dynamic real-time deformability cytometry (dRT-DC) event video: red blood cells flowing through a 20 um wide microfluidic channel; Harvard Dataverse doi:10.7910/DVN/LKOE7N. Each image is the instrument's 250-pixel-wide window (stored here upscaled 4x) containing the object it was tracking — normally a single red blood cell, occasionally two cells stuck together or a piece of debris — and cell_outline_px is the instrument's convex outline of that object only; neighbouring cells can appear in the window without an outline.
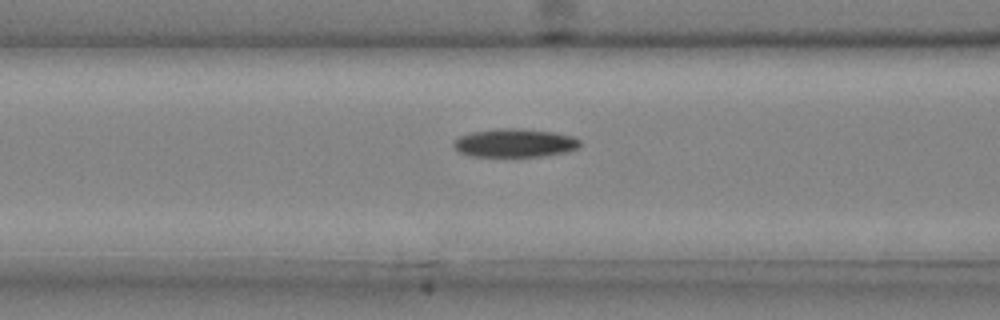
{"species": "common noctule bat (a hibernating species)", "species_latin": "Nyctalus noctula", "temperature_condition": "cold", "stored_images_in_passage": 39, "camera_frame_rate_fps": 3000, "um_per_image_px": 0.085, "animal": {"sex": "male", "body_mass_g": 20.4}, "frame": {"image": 1, "passage_image": 17, "time_ms": 5.333, "image_size_px": [1000, 320], "cell_outline_px": [[580, 148], [564, 152], [544, 156], [472, 156], [456, 152], [452, 144], [460, 136], [472, 132], [504, 128], [512, 128], [552, 132], [572, 136], [580, 140]], "centroid_in_image_um": [43.74, 12.16], "position_along_channel_um": 122.9, "area_um2": 20.75}}
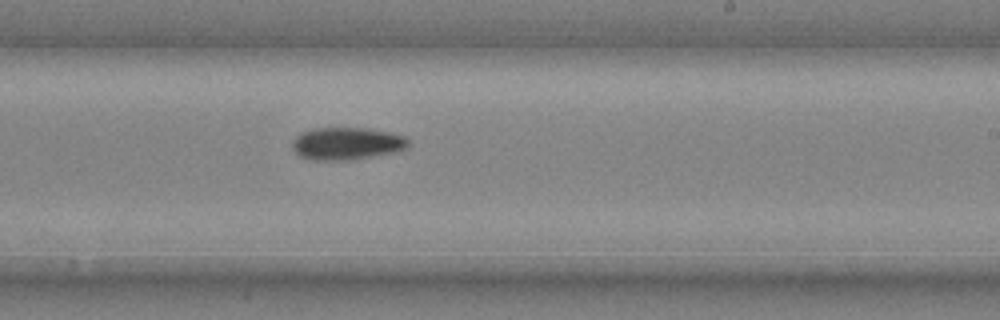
{"frame": {"image": 2, "passage_image": 26, "time_ms": 8.333, "image_size_px": [1000, 320], "cell_outline_px": [[408, 148], [400, 152], [340, 160], [316, 160], [300, 156], [292, 148], [292, 140], [300, 132], [316, 128], [368, 128], [388, 132], [404, 136], [408, 140]], "centroid_in_image_um": [29.48, 12.19], "position_along_channel_um": 259.5, "area_um2": 21.85}}
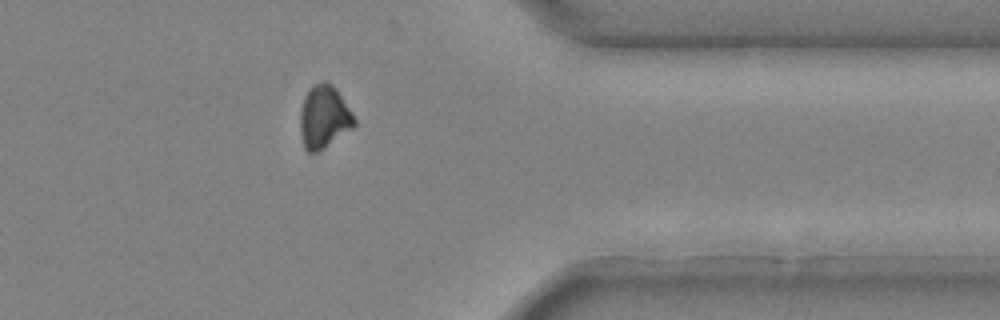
{"frame": {"image": 3, "passage_image": 35, "time_ms": 11.333, "image_size_px": [1000, 320], "cell_outline_px": [[356, 124], [352, 128], [324, 148], [316, 152], [308, 152], [304, 148], [300, 132], [300, 108], [304, 96], [308, 88], [312, 84], [324, 80], [332, 84], [336, 88], [352, 112], [356, 120]], "centroid_in_image_um": [27.52, 9.91], "position_along_channel_um": 383.9, "area_um2": 20.06}}